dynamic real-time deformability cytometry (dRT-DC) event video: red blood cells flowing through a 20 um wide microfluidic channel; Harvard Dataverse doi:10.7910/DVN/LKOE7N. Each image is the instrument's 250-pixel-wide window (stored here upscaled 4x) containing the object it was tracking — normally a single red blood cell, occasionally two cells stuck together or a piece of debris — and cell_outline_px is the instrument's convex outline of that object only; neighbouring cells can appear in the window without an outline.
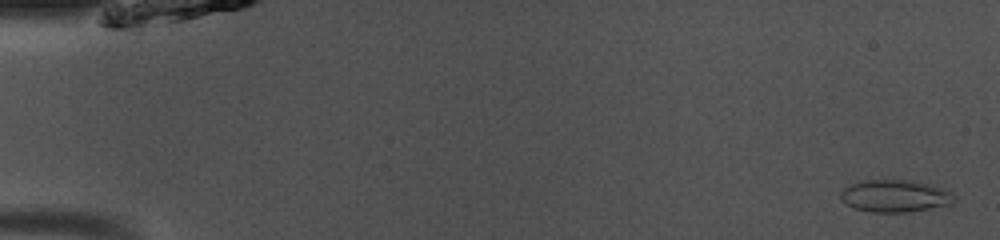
{"species": "common noctule bat (a hibernating species)", "species_latin": "Nyctalus noctula", "temperature_condition": "room temperature", "stored_images_in_passage": 48, "camera_frame_rate_fps": 3000, "um_per_image_px": 0.085, "animal": {"sex": "male", "body_mass_g": 13.0, "forearm_length_mm": 53.1}, "frame": {"image": 1, "passage_image": 1, "time_ms": 0.0, "image_size_px": [1000, 240], "cell_outline_px": [[956, 200], [952, 204], [908, 212], [872, 212], [852, 208], [840, 200], [840, 192], [844, 188], [860, 180], [912, 180], [944, 188], [952, 192], [956, 196]], "centroid_in_image_um": [76.08, 16.66], "position_along_channel_um": 8.9, "area_um2": 21.62}}
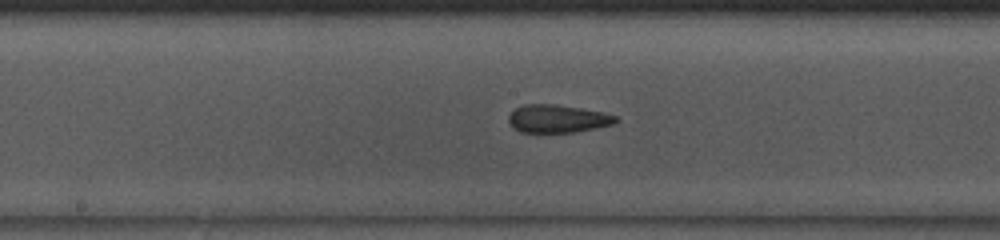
{"frame": {"image": 2, "passage_image": 25, "time_ms": 8.0, "image_size_px": [1000, 240], "cell_outline_px": [[620, 120], [612, 124], [572, 132], [520, 132], [512, 128], [508, 120], [508, 116], [516, 108], [524, 104], [556, 104], [604, 112], [616, 116]], "centroid_in_image_um": [47.36, 10.08], "position_along_channel_um": 200.8, "area_um2": 17.34}}
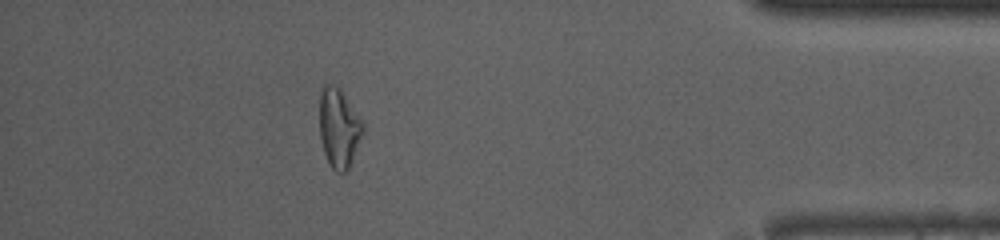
{"frame": {"image": 3, "passage_image": 43, "time_ms": 14.0, "image_size_px": [1000, 240], "cell_outline_px": [[364, 128], [348, 168], [344, 172], [336, 172], [328, 164], [324, 152], [320, 136], [320, 88], [324, 84], [336, 84], [340, 88], [364, 120]], "centroid_in_image_um": [28.8, 10.81], "position_along_channel_um": 406.4, "area_um2": 20.11}, "authors_computed_cell_mechanics": {"area_um2": 18.8428, "velocity_mm_per_s": 4.0968, "shape_relaxation_time_tau1_ms": null, "shape_relaxation_time_tau2_ms": 1.8773, "deformation_change_tau1": null, "deformation_change_tau2": 0.0875}}